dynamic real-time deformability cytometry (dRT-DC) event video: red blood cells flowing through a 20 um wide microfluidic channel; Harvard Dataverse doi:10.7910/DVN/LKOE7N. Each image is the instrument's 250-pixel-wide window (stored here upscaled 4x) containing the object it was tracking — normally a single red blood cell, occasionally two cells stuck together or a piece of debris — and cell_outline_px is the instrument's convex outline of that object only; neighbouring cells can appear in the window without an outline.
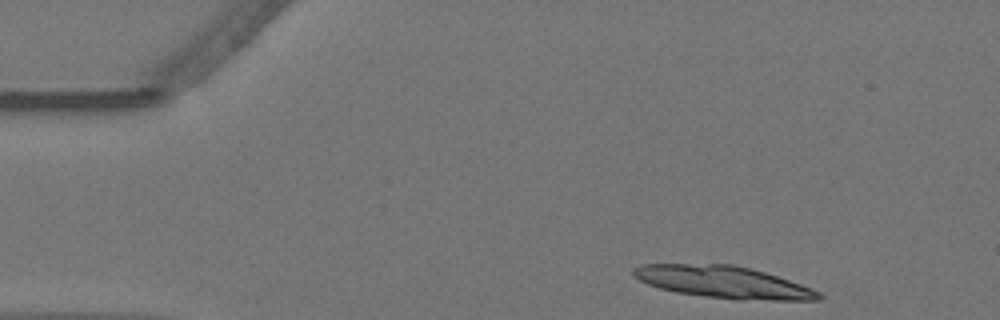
{"species": "Egyptian fruit bat (a non-hibernating species)", "species_latin": "Rousettus aegyptiacus", "temperature_condition": "warm", "stored_images_in_passage": 51, "segment_of_instrument_passage": [1, 2], "camera_frame_rate_fps": 3000, "um_per_image_px": 0.085, "animal": {"sex": "female"}, "frame": {"image": 1, "passage_image": 1, "time_ms": 0.0, "image_size_px": [1000, 320], "cell_outline_px": [[824, 296], [820, 300], [740, 300], [676, 292], [660, 288], [648, 284], [632, 276], [632, 268], [644, 264], [732, 264], [752, 268], [812, 288], [820, 292]], "centroid_in_image_um": [61.49, 23.97], "position_along_channel_um": 23.5, "area_um2": 34.45}}